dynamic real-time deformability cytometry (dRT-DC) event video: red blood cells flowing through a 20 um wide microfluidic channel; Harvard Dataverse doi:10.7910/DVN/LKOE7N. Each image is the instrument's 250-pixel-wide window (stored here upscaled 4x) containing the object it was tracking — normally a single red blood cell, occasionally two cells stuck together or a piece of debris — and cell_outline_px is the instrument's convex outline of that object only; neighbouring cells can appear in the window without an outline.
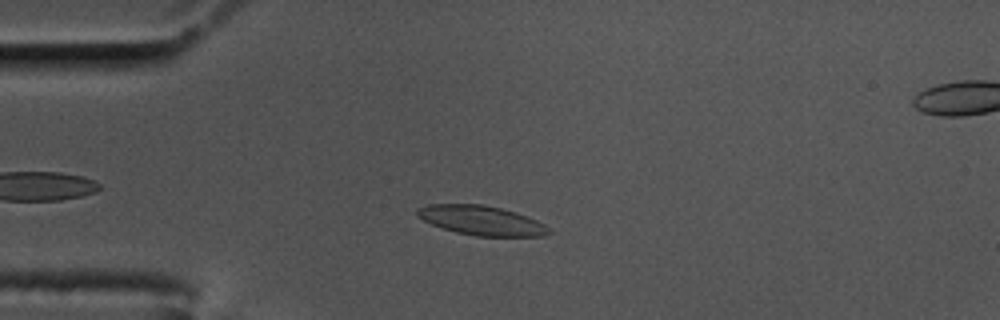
{"species": "common noctule bat (a hibernating species)", "species_latin": "Nyctalus noctula", "temperature_condition": "cold", "stored_images_in_passage": 49, "camera_frame_rate_fps": 3000, "um_per_image_px": 0.085, "animal": {"sex": "male", "body_mass_g": 17.5, "forearm_length_mm": 52.3}, "frame": {"image": 1, "passage_image": 6, "time_ms": 1.667, "image_size_px": [1000, 320], "cell_outline_px": [[552, 232], [544, 236], [476, 236], [456, 232], [440, 228], [416, 216], [416, 208], [428, 204], [480, 204], [500, 208], [516, 212], [536, 220], [552, 228]], "centroid_in_image_um": [40.92, 18.74], "position_along_channel_um": 44.1, "area_um2": 22.72}}
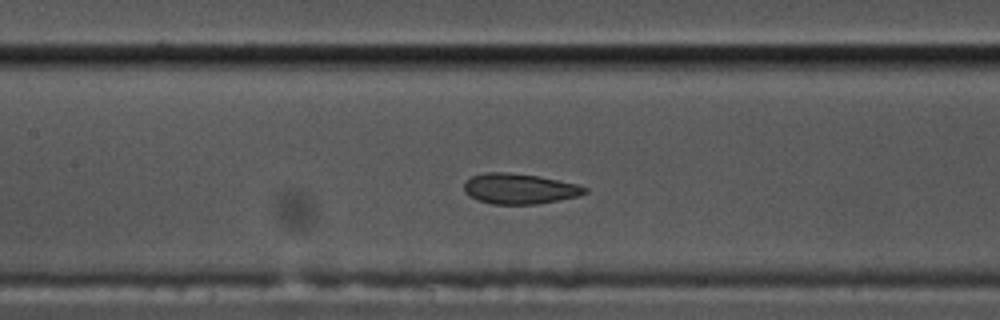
{"frame": {"image": 2, "passage_image": 18, "time_ms": 5.667, "image_size_px": [1000, 320], "cell_outline_px": [[588, 192], [576, 196], [536, 204], [492, 204], [468, 196], [464, 192], [464, 180], [472, 176], [484, 172], [504, 172], [536, 176], [580, 184], [588, 188]], "centroid_in_image_um": [44.12, 16.03], "position_along_channel_um": 163.3, "area_um2": 21.33}}
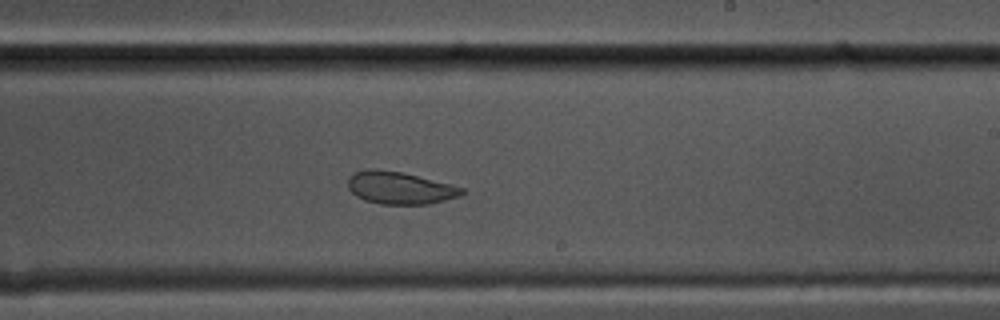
{"frame": {"image": 3, "passage_image": 26, "time_ms": 8.333, "image_size_px": [1000, 320], "cell_outline_px": [[468, 192], [460, 196], [428, 204], [380, 204], [364, 200], [356, 196], [348, 188], [348, 176], [352, 172], [368, 168], [376, 168], [404, 172], [464, 188]], "centroid_in_image_um": [33.96, 15.95], "position_along_channel_um": 255.0, "area_um2": 21.79}}